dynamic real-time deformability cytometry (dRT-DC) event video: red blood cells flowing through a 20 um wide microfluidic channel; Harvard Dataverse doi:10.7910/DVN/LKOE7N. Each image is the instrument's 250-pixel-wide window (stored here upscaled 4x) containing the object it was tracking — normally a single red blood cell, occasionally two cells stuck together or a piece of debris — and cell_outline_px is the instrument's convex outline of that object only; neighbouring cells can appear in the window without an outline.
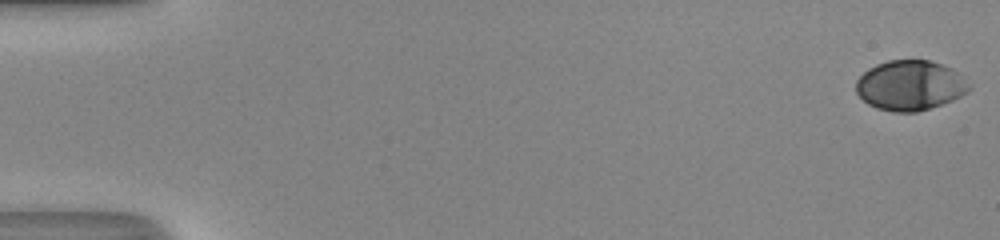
{"species": "human", "species_latin": "Homo sapiens", "temperature_condition": "room temperature", "stored_images_in_passage": 51, "camera_frame_rate_fps": 3000, "um_per_image_px": 0.085, "donor": {"sex": "male"}, "frame": {"image": 1, "passage_image": 1, "time_ms": 0.0, "image_size_px": [1000, 240], "cell_outline_px": [[972, 88], [968, 92], [952, 100], [916, 112], [892, 112], [876, 108], [868, 104], [856, 92], [856, 80], [868, 68], [876, 64], [888, 60], [928, 60], [952, 68], [972, 84]], "centroid_in_image_um": [77.36, 7.25], "position_along_channel_um": 7.6, "area_um2": 33.0}}
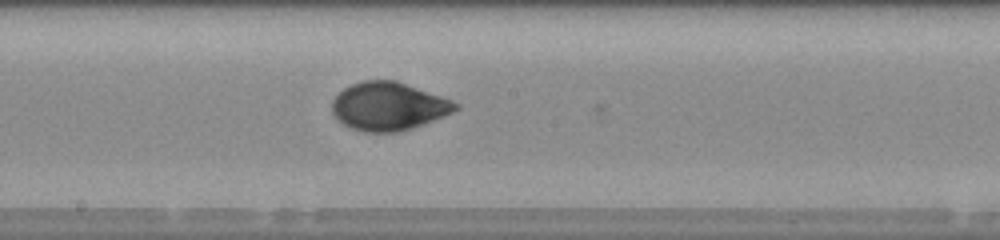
{"frame": {"image": 2, "passage_image": 29, "time_ms": 9.333, "image_size_px": [1000, 240], "cell_outline_px": [[460, 108], [444, 116], [424, 124], [412, 128], [396, 132], [364, 132], [348, 128], [332, 112], [332, 100], [344, 88], [352, 84], [364, 80], [396, 80], [452, 100], [460, 104]], "centroid_in_image_um": [33.03, 9.04], "position_along_channel_um": 215.2, "area_um2": 34.62}}
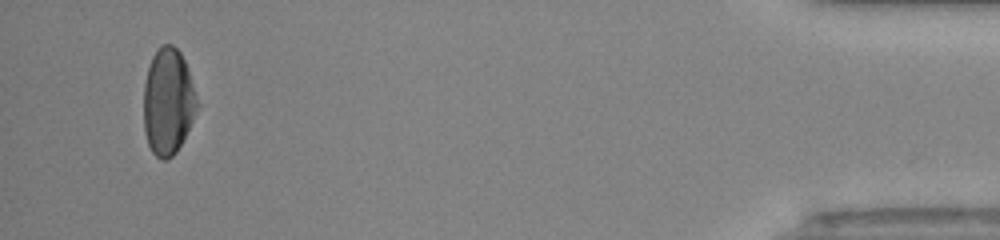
{"frame": {"image": 3, "passage_image": 49, "time_ms": 16.0, "image_size_px": [1000, 240], "cell_outline_px": [[196, 108], [192, 120], [176, 152], [172, 156], [164, 160], [160, 160], [152, 152], [148, 144], [144, 132], [144, 84], [148, 68], [152, 56], [156, 48], [160, 44], [172, 44], [180, 52], [188, 68], [196, 100]], "centroid_in_image_um": [14.24, 8.61], "position_along_channel_um": 421.0, "area_um2": 32.77}, "authors_computed_cell_mechanics": {"area_um2": 33.6396, "velocity_mm_per_s": 4.2173, "shape_relaxation_time_tau1_ms": 3.794, "shape_relaxation_time_tau2_ms": 1.1988, "deformation_change_tau1": 0.156, "deformation_change_tau2": 0.043}}